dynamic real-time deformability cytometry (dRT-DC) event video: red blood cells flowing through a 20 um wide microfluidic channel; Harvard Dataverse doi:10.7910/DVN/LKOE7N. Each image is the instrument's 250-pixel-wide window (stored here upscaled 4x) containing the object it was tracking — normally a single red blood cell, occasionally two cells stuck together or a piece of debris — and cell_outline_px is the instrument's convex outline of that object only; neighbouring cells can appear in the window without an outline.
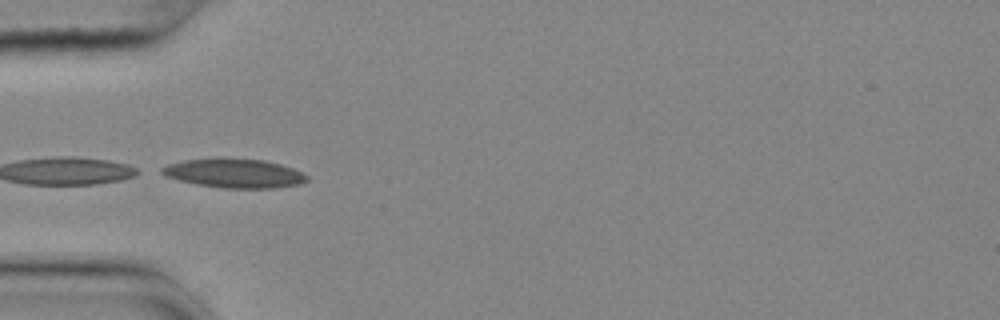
{"species": "common noctule bat (a hibernating species)", "species_latin": "Nyctalus noctula", "temperature_condition": "cold", "stored_images_in_passage": 3, "camera_frame_rate_fps": 3000, "um_per_image_px": 0.085, "animal": {"sex": "female", "body_mass_g": 25.1}, "frame": {"image": 1, "passage_image": 1, "time_ms": 0.0, "image_size_px": [1000, 320], "cell_outline_px": [[308, 180], [300, 184], [272, 188], [224, 188], [196, 184], [180, 180], [168, 176], [160, 172], [160, 168], [168, 164], [184, 160], [216, 156], [224, 156], [264, 160], [280, 164], [292, 168], [308, 176]], "centroid_in_image_um": [19.89, 14.69], "position_along_channel_um": 65.1, "area_um2": 24.97}}